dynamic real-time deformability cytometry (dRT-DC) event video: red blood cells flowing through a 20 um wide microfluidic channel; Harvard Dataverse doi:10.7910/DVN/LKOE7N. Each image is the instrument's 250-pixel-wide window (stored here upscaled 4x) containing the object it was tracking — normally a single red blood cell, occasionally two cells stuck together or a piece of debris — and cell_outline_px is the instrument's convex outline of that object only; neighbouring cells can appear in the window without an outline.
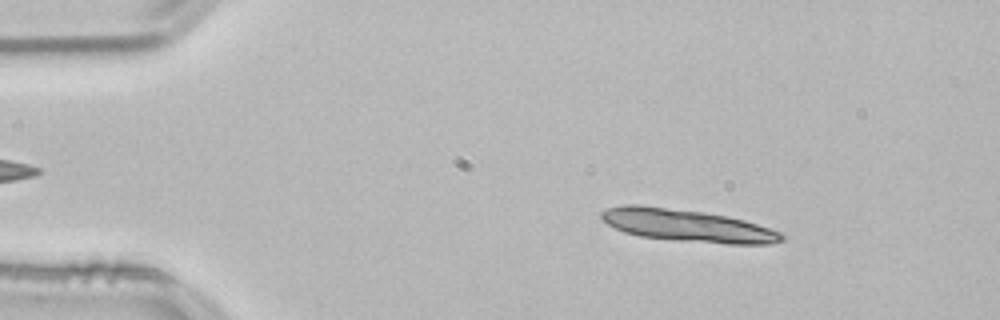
{"species": "common noctule bat (a hibernating species)", "species_latin": "Nyctalus noctula", "temperature_condition": "room temperature", "stored_images_in_passage": 14, "camera_frame_rate_fps": 3000, "um_per_image_px": 0.085, "animal": {"sex": "male", "body_mass_g": 21.5, "forearm_length_mm": 52.0}, "frame": {"image": 1, "passage_image": 7, "time_ms": 2.0, "image_size_px": [1000, 320], "cell_outline_px": [[784, 240], [772, 244], [728, 244], [680, 240], [640, 236], [624, 232], [608, 224], [600, 216], [600, 212], [608, 208], [624, 204], [640, 204], [704, 212], [728, 216], [744, 220], [780, 232], [784, 236]], "centroid_in_image_um": [58.41, 19.16], "position_along_channel_um": 26.6, "area_um2": 33.81}}